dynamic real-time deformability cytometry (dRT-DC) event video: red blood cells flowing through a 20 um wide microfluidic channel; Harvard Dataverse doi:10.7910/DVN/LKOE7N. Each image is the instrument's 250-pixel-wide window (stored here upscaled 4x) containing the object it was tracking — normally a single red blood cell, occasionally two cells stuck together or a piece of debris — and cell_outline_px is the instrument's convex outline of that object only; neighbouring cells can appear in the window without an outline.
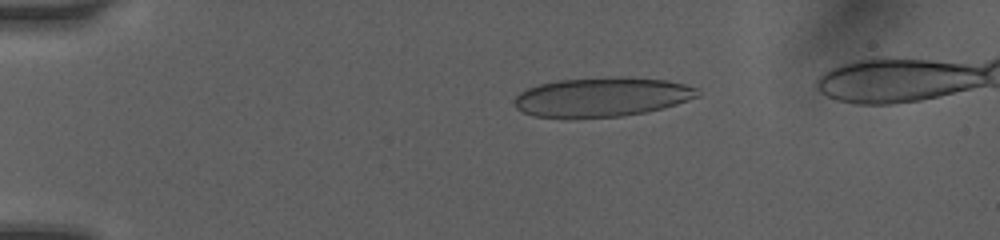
{"species": "human", "species_latin": "Homo sapiens", "temperature_condition": "room temperature", "stored_images_in_passage": 50, "camera_frame_rate_fps": 3000, "um_per_image_px": 0.085, "donor": {"sex": "female"}, "frame": {"image": 1, "passage_image": 3, "time_ms": 0.667, "image_size_px": [1000, 240], "cell_outline_px": [[700, 96], [676, 104], [644, 112], [620, 116], [536, 116], [524, 112], [516, 108], [516, 96], [520, 92], [528, 88], [540, 84], [560, 80], [620, 76], [628, 76], [664, 80], [684, 84], [696, 88], [700, 92]], "centroid_in_image_um": [51.21, 8.21], "position_along_channel_um": 33.8, "area_um2": 41.1}}
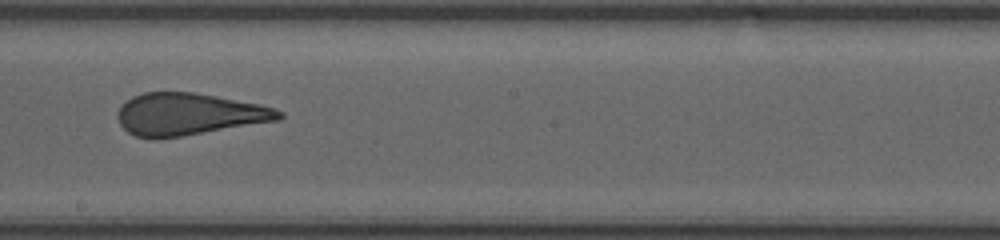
{"frame": {"image": 2, "passage_image": 25, "time_ms": 7.0, "image_size_px": [1000, 240], "cell_outline_px": [[284, 116], [280, 120], [156, 140], [136, 136], [128, 132], [120, 124], [116, 116], [116, 112], [132, 96], [144, 92], [192, 92], [260, 104], [276, 108], [284, 112]], "centroid_in_image_um": [16.05, 9.71], "position_along_channel_um": 232.2, "area_um2": 39.59}}
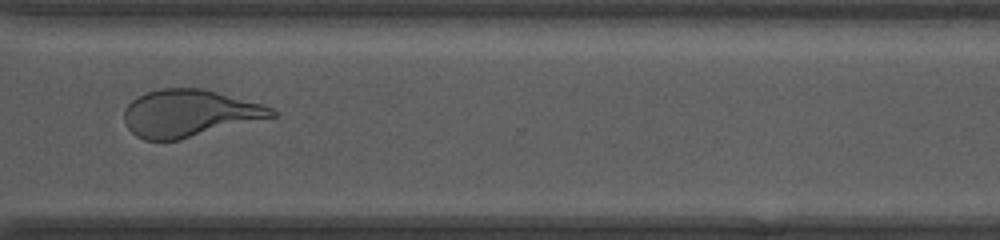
{"frame": {"image": 3, "passage_image": 35, "time_ms": 10.0, "image_size_px": [1000, 240], "cell_outline_px": [[276, 116], [180, 140], [144, 140], [136, 136], [124, 124], [124, 108], [136, 96], [160, 88], [204, 88], [264, 104], [272, 108], [276, 112]], "centroid_in_image_um": [16.08, 9.62], "position_along_channel_um": 354.5, "area_um2": 40.75}}